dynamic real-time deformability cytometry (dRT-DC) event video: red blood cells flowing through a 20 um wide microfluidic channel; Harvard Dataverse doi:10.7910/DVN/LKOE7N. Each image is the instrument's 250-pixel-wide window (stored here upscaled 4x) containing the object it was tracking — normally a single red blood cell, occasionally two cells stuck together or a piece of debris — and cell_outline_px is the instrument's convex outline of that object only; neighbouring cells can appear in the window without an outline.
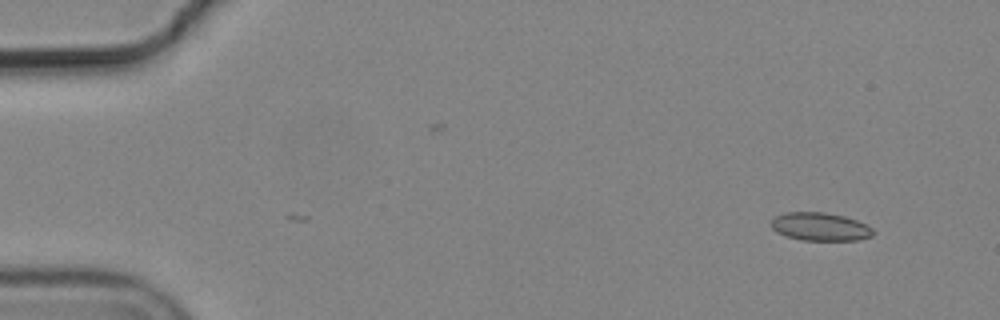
{"species": "common noctule bat (a hibernating species)", "species_latin": "Nyctalus noctula", "temperature_condition": "cold", "stored_images_in_passage": 4, "camera_frame_rate_fps": 3000, "um_per_image_px": 0.085, "animal": {"sex": "male", "body_mass_g": 19.2, "forearm_length_mm": 51.8}, "frame": {"image": 1, "passage_image": 4, "time_ms": 1.0, "image_size_px": [1000, 320], "cell_outline_px": [[876, 232], [872, 236], [856, 240], [800, 240], [776, 232], [772, 228], [772, 220], [776, 216], [784, 212], [824, 212], [844, 216], [856, 220], [872, 228]], "centroid_in_image_um": [69.72, 19.27], "position_along_channel_um": 15.3, "area_um2": 16.65}}